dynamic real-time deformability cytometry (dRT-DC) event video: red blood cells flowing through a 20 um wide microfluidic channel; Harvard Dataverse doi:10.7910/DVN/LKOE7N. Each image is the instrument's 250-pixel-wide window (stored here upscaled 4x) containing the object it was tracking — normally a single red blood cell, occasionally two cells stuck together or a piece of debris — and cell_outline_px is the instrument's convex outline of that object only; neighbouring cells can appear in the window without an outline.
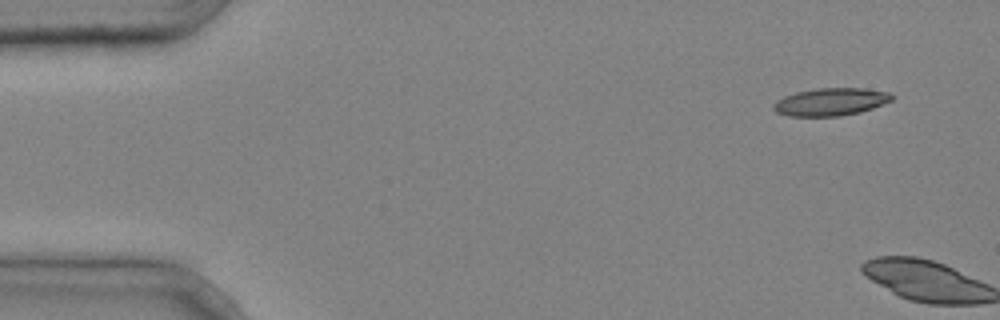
{"species": "common noctule bat (a hibernating species)", "species_latin": "Nyctalus noctula", "temperature_condition": "cold", "stored_images_in_passage": 2, "camera_frame_rate_fps": 3000, "um_per_image_px": 0.085, "animal": {"sex": "male", "body_mass_g": 20.4}, "frame": {"image": 1, "passage_image": 1, "time_ms": 0.0, "image_size_px": [1000, 320], "cell_outline_px": [[892, 100], [872, 108], [860, 112], [840, 116], [788, 116], [776, 112], [772, 108], [772, 104], [776, 100], [784, 96], [796, 92], [816, 88], [864, 88], [888, 92], [892, 96]], "centroid_in_image_um": [70.56, 8.66], "position_along_channel_um": 14.4, "area_um2": 19.07}}